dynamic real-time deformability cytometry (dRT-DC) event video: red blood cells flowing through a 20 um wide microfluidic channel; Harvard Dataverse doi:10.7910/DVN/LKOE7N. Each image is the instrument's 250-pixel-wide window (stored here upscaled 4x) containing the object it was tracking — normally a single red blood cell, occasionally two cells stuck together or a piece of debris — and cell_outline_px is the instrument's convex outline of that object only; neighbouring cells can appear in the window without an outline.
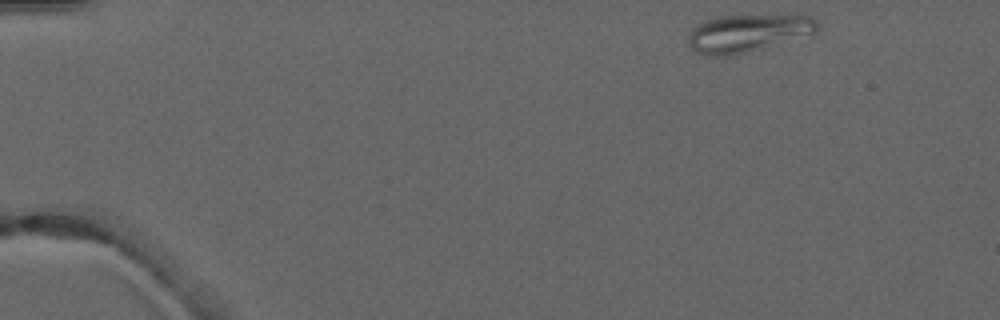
{"species": "common noctule bat (a hibernating species)", "species_latin": "Nyctalus noctula", "temperature_condition": "warm", "stored_images_in_passage": 5, "camera_frame_rate_fps": 3000, "um_per_image_px": 0.085, "animal": {"sex": "male", "forearm_length_mm": 52.5}, "frame": {"image": 1, "passage_image": 1, "time_ms": 0.0, "image_size_px": [1000, 320], "cell_outline_px": [[820, 28], [816, 32], [744, 52], [728, 56], [708, 56], [696, 52], [688, 44], [688, 36], [692, 28], [696, 24], [720, 16], [812, 16], [816, 20]], "centroid_in_image_um": [63.49, 2.81], "position_along_channel_um": 21.5, "area_um2": 27.51}}